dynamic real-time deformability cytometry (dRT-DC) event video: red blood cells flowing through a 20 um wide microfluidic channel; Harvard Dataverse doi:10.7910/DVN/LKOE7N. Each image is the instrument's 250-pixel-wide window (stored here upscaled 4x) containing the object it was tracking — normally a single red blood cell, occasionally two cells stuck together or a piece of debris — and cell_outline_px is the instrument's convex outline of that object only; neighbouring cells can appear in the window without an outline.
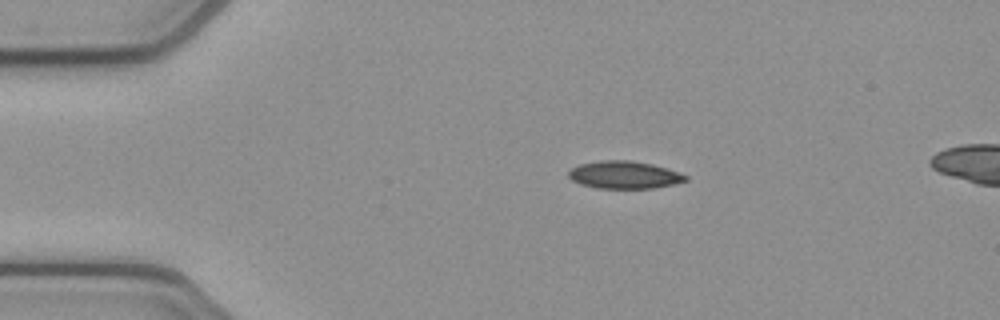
{"species": "common noctule bat (a hibernating species)", "species_latin": "Nyctalus noctula", "temperature_condition": "cold", "stored_images_in_passage": 43, "camera_frame_rate_fps": 3000, "um_per_image_px": 0.085, "animal": {"sex": "female", "body_mass_g": 21.9}, "frame": {"image": 1, "passage_image": 1, "time_ms": 0.0, "image_size_px": [1000, 320], "cell_outline_px": [[688, 180], [672, 184], [652, 188], [596, 188], [580, 184], [572, 180], [568, 176], [568, 172], [572, 168], [580, 164], [600, 160], [628, 160], [652, 164], [668, 168], [688, 176]], "centroid_in_image_um": [53.05, 14.86], "position_along_channel_um": 31.9, "area_um2": 18.73}}
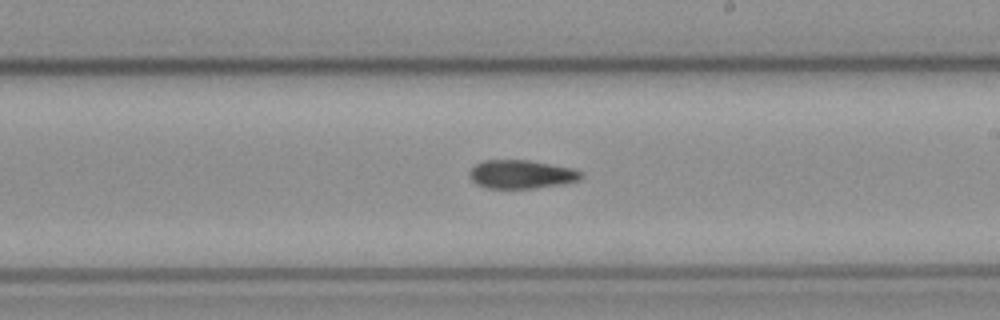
{"frame": {"image": 2, "passage_image": 21, "time_ms": 6.667, "image_size_px": [1000, 320], "cell_outline_px": [[584, 176], [580, 180], [564, 184], [536, 188], [488, 188], [476, 184], [468, 176], [468, 172], [476, 164], [484, 160], [528, 160], [572, 168], [584, 172]], "centroid_in_image_um": [44.34, 14.82], "position_along_channel_um": 244.7, "area_um2": 18.73}}
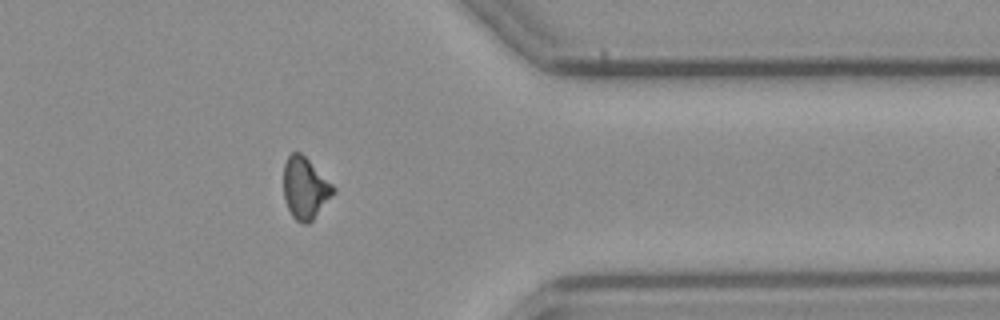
{"frame": {"image": 3, "passage_image": 33, "time_ms": 10.667, "image_size_px": [1000, 320], "cell_outline_px": [[336, 192], [312, 220], [308, 224], [304, 224], [296, 220], [292, 216], [284, 200], [284, 164], [288, 156], [292, 152], [300, 152], [336, 188]], "centroid_in_image_um": [25.93, 16.01], "position_along_channel_um": 385.5, "area_um2": 17.69}, "authors_computed_cell_mechanics": {"area_um2": 18.6694, "velocity_mm_per_s": 3.8869, "shape_relaxation_time_tau1_ms": 7.6314, "shape_relaxation_time_tau2_ms": null, "deformation_change_tau1": 0.1625, "deformation_change_tau2": null}}